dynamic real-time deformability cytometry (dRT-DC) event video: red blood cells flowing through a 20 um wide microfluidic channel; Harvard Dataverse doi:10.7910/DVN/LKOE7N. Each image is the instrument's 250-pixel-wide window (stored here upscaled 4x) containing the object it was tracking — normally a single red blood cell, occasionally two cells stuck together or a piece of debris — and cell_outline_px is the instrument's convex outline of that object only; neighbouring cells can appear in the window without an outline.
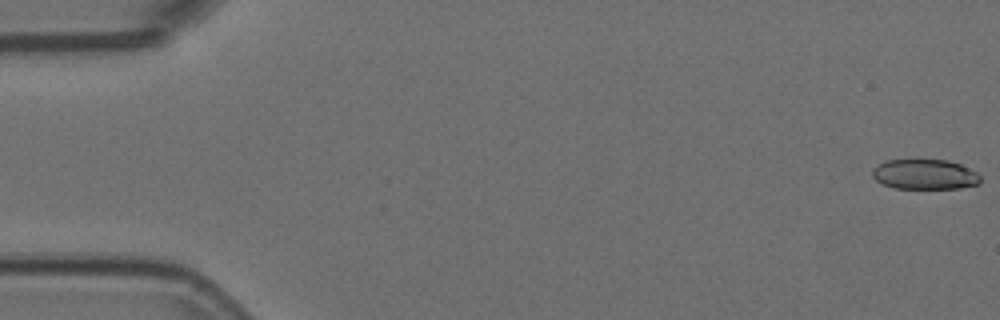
{"species": "Egyptian fruit bat (a non-hibernating species)", "species_latin": "Rousettus aegyptiacus", "temperature_condition": "room temperature", "stored_images_in_passage": 55, "camera_frame_rate_fps": 3000, "um_per_image_px": 0.085, "animal": {"sex": "female"}, "frame": {"image": 1, "passage_image": 1, "time_ms": 0.0, "image_size_px": [1000, 320], "cell_outline_px": [[980, 184], [960, 188], [896, 188], [884, 184], [876, 180], [872, 176], [872, 168], [888, 160], [916, 156], [948, 160], [960, 164], [976, 172], [980, 176]], "centroid_in_image_um": [78.59, 14.76], "position_along_channel_um": 6.4, "area_um2": 19.65}}
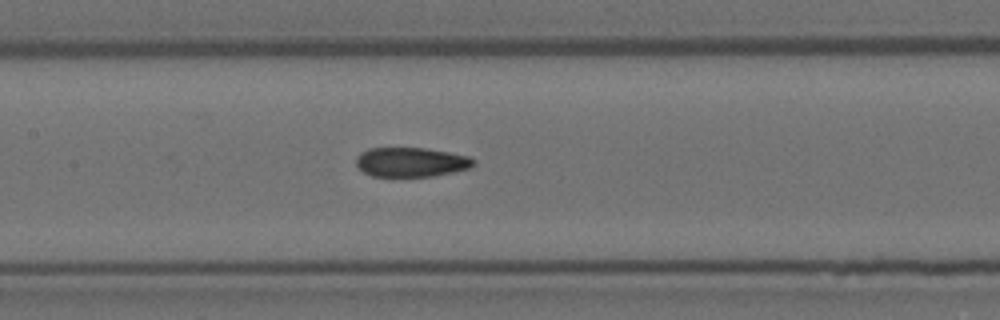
{"frame": {"image": 2, "passage_image": 26, "time_ms": 8.333, "image_size_px": [1000, 320], "cell_outline_px": [[476, 164], [468, 168], [452, 172], [432, 176], [372, 176], [364, 172], [356, 164], [356, 156], [360, 152], [368, 148], [424, 148], [448, 152], [468, 156], [476, 160]], "centroid_in_image_um": [34.93, 13.77], "position_along_channel_um": 172.5, "area_um2": 20.06}}
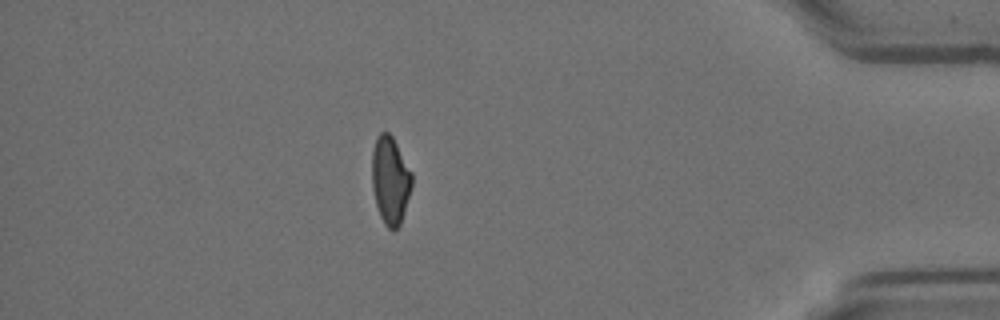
{"frame": {"image": 3, "passage_image": 48, "time_ms": 15.667, "image_size_px": [1000, 320], "cell_outline_px": [[412, 184], [400, 224], [392, 232], [384, 224], [380, 216], [376, 204], [372, 188], [372, 152], [376, 136], [380, 132], [388, 132], [392, 136], [412, 172]], "centroid_in_image_um": [33.16, 15.3], "position_along_channel_um": 402.0, "area_um2": 20.35}, "authors_computed_cell_mechanics": {"area_um2": 20.8658, "velocity_mm_per_s": 3.7361, "shape_relaxation_time_tau1_ms": null, "shape_relaxation_time_tau2_ms": 2.4373, "deformation_change_tau1": null, "deformation_change_tau2": 0.095}}